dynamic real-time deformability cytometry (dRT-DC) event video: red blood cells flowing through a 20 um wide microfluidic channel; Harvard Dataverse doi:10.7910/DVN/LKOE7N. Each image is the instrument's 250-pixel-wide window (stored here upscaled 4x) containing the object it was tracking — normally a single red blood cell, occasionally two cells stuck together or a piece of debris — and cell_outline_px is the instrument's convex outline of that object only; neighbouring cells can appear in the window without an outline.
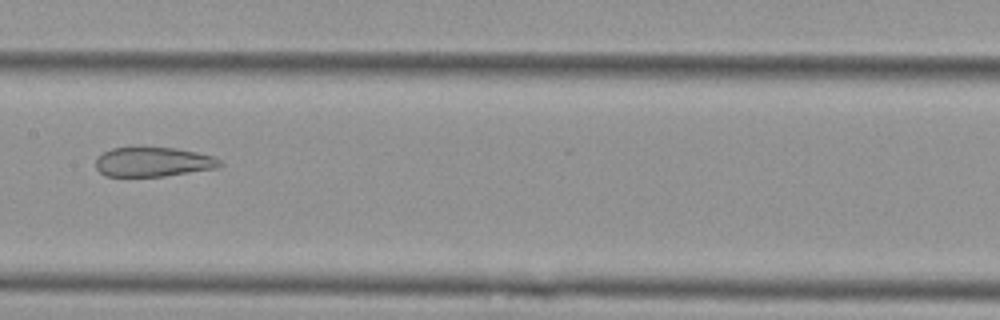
{"species": "Egyptian fruit bat (a non-hibernating species)", "species_latin": "Rousettus aegyptiacus", "temperature_condition": "cold", "stored_images_in_passage": 8, "camera_frame_rate_fps": 3000, "um_per_image_px": 0.085, "animal": {"sex": "female"}, "frame": {"image": 1, "passage_image": 5, "time_ms": 1.333, "image_size_px": [1000, 320], "cell_outline_px": [[224, 164], [216, 168], [164, 176], [104, 176], [96, 168], [96, 156], [112, 148], [140, 144], [176, 148], [216, 156]], "centroid_in_image_um": [12.99, 13.71], "position_along_channel_um": 194.4, "area_um2": 22.2}}
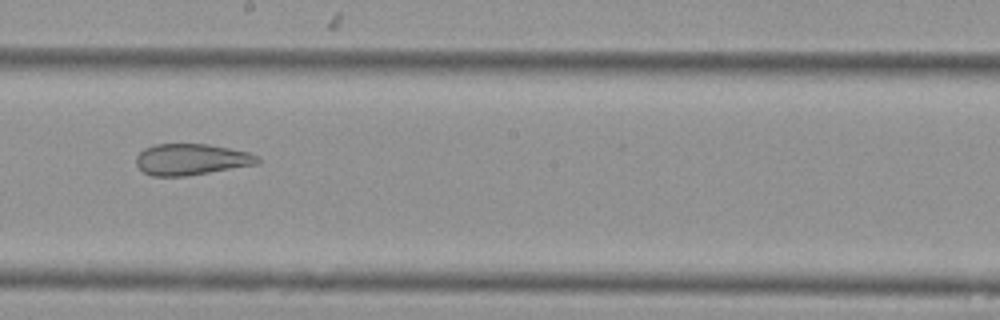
{"frame": {"image": 2, "passage_image": 6, "time_ms": 1.667, "image_size_px": [1000, 320], "cell_outline_px": [[260, 164], [188, 176], [152, 176], [144, 172], [136, 164], [136, 156], [144, 148], [156, 144], [208, 144], [248, 152], [256, 156], [260, 160]], "centroid_in_image_um": [16.26, 13.56], "position_along_channel_um": 231.9, "area_um2": 22.2}}